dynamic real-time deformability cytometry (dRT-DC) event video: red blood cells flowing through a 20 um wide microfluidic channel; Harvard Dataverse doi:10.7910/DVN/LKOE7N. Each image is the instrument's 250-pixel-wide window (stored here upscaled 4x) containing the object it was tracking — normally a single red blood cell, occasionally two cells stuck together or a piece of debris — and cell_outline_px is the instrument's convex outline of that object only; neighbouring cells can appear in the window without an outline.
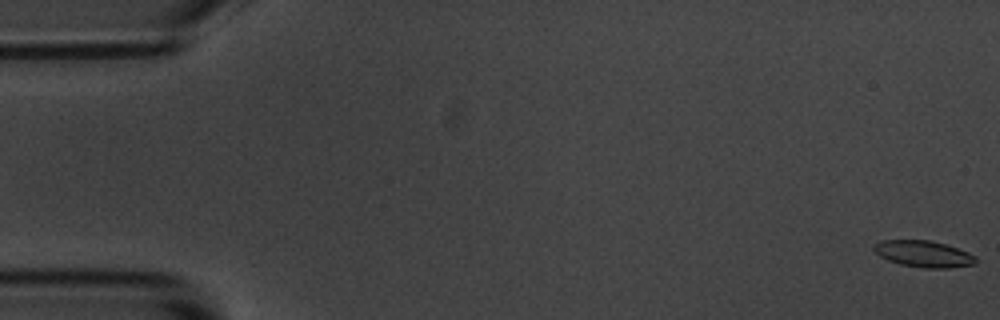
{"species": "common noctule bat (a hibernating species)", "species_latin": "Nyctalus noctula", "temperature_condition": "room temperature", "stored_images_in_passage": 46, "camera_frame_rate_fps": 3000, "um_per_image_px": 0.085, "animal": {"sex": "male", "body_mass_g": 20.1, "forearm_length_mm": 53.5}, "frame": {"image": 1, "passage_image": 1, "time_ms": 0.0, "image_size_px": [1000, 320], "cell_outline_px": [[976, 264], [948, 268], [924, 268], [900, 264], [888, 260], [880, 256], [872, 248], [872, 244], [880, 240], [932, 240], [968, 252], [976, 256]], "centroid_in_image_um": [78.48, 21.57], "position_along_channel_um": 6.5, "area_um2": 15.78}}
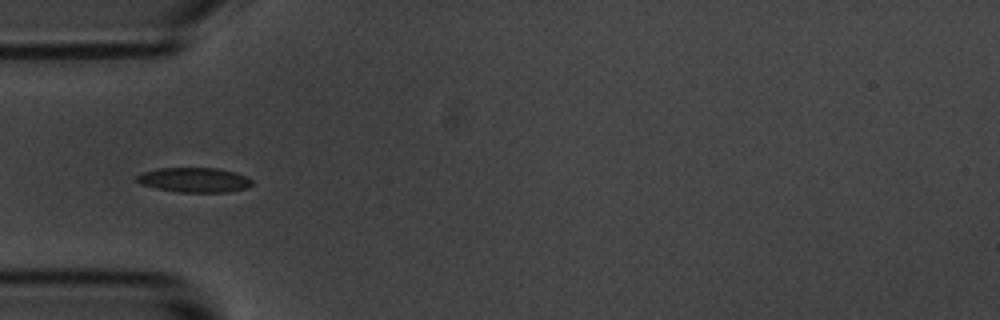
{"frame": {"image": 2, "passage_image": 18, "time_ms": 5.667, "image_size_px": [1000, 320], "cell_outline_px": [[252, 184], [248, 188], [228, 192], [180, 192], [156, 188], [140, 184], [136, 180], [136, 176], [144, 172], [156, 168], [220, 168], [236, 172], [252, 180]], "centroid_in_image_um": [16.52, 15.29], "position_along_channel_um": 68.5, "area_um2": 16.65}}
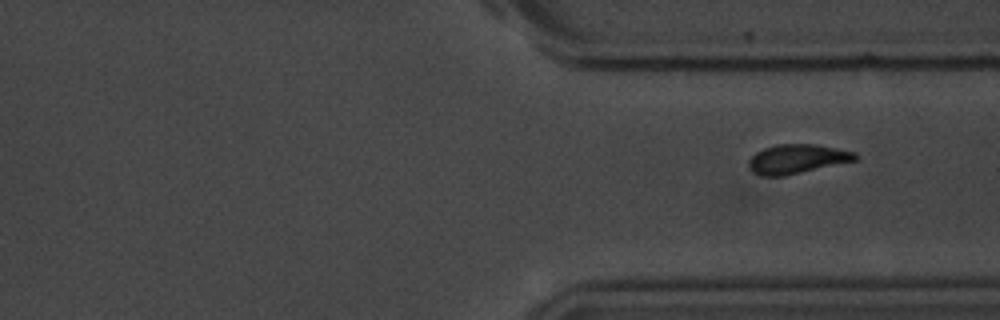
{"frame": {"image": 3, "passage_image": 46, "time_ms": 15.0, "image_size_px": [1000, 320], "cell_outline_px": [[860, 156], [856, 160], [784, 176], [764, 176], [752, 172], [748, 164], [748, 160], [756, 152], [764, 148], [776, 144], [816, 144], [856, 152]], "centroid_in_image_um": [67.75, 13.5], "position_along_channel_um": 343.7, "area_um2": 18.15}}